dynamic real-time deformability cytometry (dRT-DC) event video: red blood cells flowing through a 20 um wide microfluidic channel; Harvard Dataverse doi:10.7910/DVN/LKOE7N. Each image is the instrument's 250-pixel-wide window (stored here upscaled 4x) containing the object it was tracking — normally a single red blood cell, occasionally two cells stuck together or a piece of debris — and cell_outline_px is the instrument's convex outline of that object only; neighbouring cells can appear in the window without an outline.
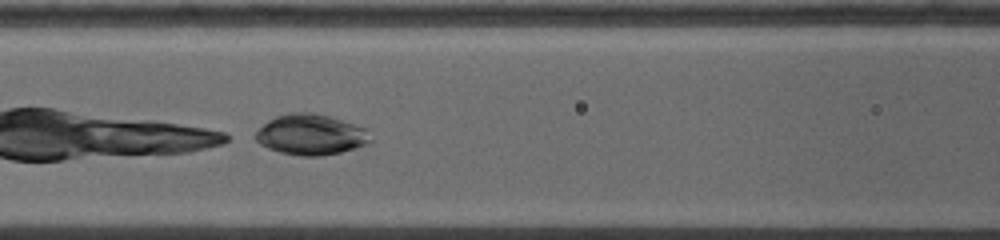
{"species": "common noctule bat (a hibernating species)", "species_latin": "Nyctalus noctula", "temperature_condition": "warm", "stored_images_in_passage": 30, "camera_frame_rate_fps": 5000, "um_per_image_px": 0.085, "animal": {"sex": "female", "body_mass_g": 19.0, "forearm_length_mm": 53.3}, "frame": {"image": 1, "passage_image": 13, "time_ms": 2.4, "image_size_px": [1000, 240], "cell_outline_px": [[372, 140], [368, 144], [340, 152], [320, 156], [300, 156], [280, 152], [268, 148], [260, 144], [256, 140], [256, 132], [268, 120], [276, 116], [292, 112], [312, 112], [328, 116], [368, 128]], "centroid_in_image_um": [26.45, 11.44], "position_along_channel_um": 140.2, "area_um2": 27.22}}